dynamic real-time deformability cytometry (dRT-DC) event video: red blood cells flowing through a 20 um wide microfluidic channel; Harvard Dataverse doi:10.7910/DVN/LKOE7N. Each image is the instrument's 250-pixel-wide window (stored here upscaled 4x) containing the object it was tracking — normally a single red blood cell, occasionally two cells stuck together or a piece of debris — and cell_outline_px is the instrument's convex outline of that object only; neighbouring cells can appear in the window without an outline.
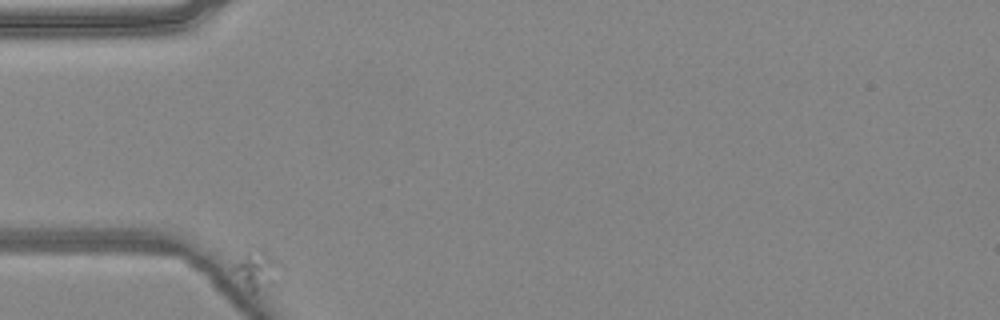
{"species": "common noctule bat (a hibernating species)", "species_latin": "Nyctalus noctula", "temperature_condition": "warm", "stored_images_in_passage": 7, "camera_frame_rate_fps": 3000, "um_per_image_px": 0.085, "animal": {"sex": "female", "body_mass_g": 24.6, "forearm_length_mm": 56.2}, "frame": {"image": 1, "passage_image": 1, "time_ms": 0.0, "image_size_px": [1000, 320], "cell_outline_px": [[284, 264], [280, 284], [276, 292], [252, 296], [228, 272], [248, 252], [256, 248], [264, 248], [280, 260]], "centroid_in_image_um": [21.98, 23.13], "position_along_channel_um": 63.0, "area_um2": 12.89}}
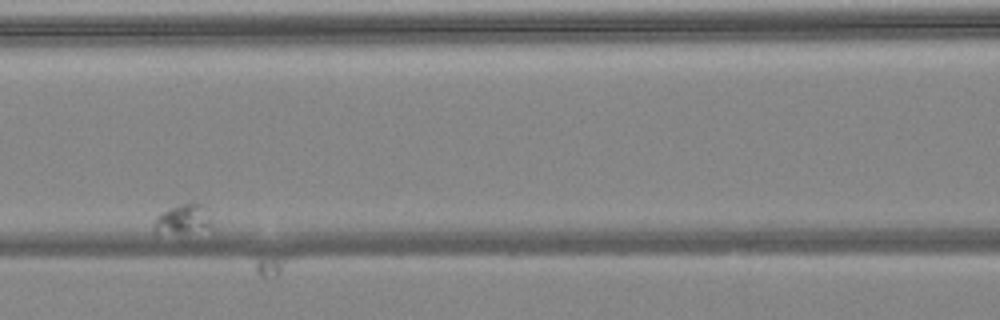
{"frame": {"image": 2, "passage_image": 6, "time_ms": 1.667, "image_size_px": [1000, 320], "cell_outline_px": [[216, 228], [184, 240], [156, 232], [152, 228], [156, 220], [168, 208], [180, 204], [200, 204], [212, 216]], "centroid_in_image_um": [15.68, 18.83], "position_along_channel_um": 150.9, "area_um2": 11.5}}